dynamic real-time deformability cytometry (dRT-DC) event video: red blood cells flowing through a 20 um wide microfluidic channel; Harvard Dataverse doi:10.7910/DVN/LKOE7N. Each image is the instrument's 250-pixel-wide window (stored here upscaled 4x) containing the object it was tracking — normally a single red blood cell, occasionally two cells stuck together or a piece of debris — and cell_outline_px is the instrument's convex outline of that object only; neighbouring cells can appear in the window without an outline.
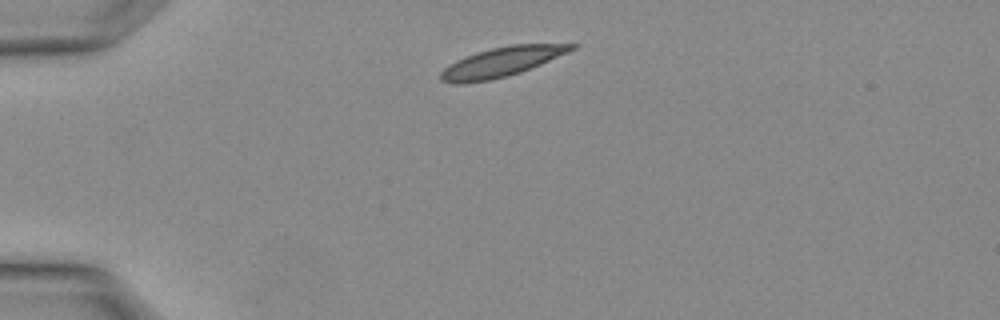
{"species": "Egyptian fruit bat (a non-hibernating species)", "species_latin": "Rousettus aegyptiacus", "temperature_condition": "warm", "stored_images_in_passage": 2, "camera_frame_rate_fps": 3000, "um_per_image_px": 0.085, "animal": {"sex": "female"}, "frame": {"image": 1, "passage_image": 1, "time_ms": 0.0, "image_size_px": [1000, 320], "cell_outline_px": [[580, 44], [576, 48], [568, 52], [540, 64], [520, 72], [508, 76], [492, 80], [464, 84], [452, 84], [440, 80], [440, 72], [448, 64], [456, 60], [476, 52], [508, 44]], "centroid_in_image_um": [42.58, 5.28], "position_along_channel_um": 42.4, "area_um2": 22.6}}